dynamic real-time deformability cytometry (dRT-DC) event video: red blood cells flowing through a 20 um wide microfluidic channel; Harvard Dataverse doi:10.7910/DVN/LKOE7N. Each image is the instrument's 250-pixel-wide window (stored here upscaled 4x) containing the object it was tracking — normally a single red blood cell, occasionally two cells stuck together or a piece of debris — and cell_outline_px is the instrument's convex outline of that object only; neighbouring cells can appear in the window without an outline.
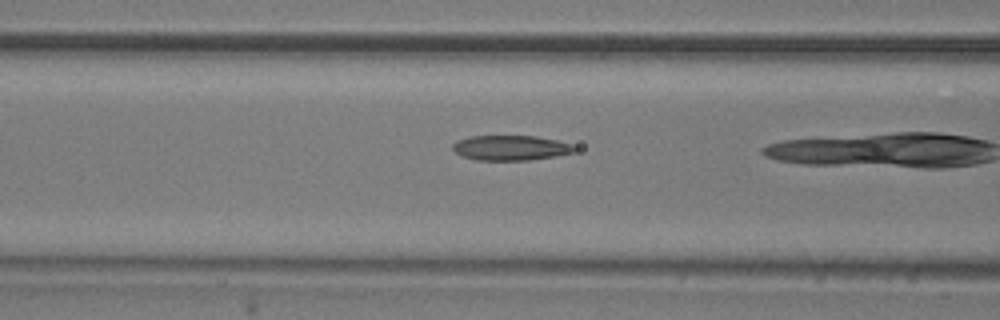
{"species": "common noctule bat (a hibernating species)", "species_latin": "Nyctalus noctula", "temperature_condition": "room temperature", "stored_images_in_passage": 19, "camera_frame_rate_fps": 3000, "um_per_image_px": 0.085, "animal": {"sex": "male", "body_mass_g": 20.5, "forearm_length_mm": 52.5}, "frame": {"image": 1, "passage_image": 18, "time_ms": 5.667, "image_size_px": [1000, 320], "cell_outline_px": [[576, 152], [556, 156], [528, 160], [476, 160], [464, 156], [456, 152], [452, 148], [452, 144], [456, 140], [468, 136], [536, 136], [556, 140], [572, 144], [576, 148]], "centroid_in_image_um": [43.41, 12.56], "position_along_channel_um": 123.2, "area_um2": 17.8}}